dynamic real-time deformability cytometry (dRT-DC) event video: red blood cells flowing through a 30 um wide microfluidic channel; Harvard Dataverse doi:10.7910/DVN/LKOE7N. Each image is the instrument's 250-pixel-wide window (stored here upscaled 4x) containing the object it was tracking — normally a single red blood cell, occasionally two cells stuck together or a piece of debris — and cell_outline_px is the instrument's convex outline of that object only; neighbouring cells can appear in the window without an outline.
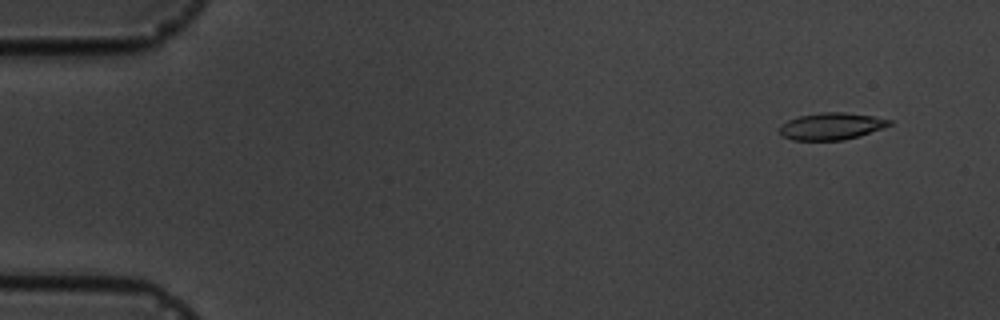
{"species": "common noctule bat (a hibernating species)", "species_latin": "Nyctalus noctula", "temperature_condition": "cold", "stored_images_in_passage": 5, "camera_frame_rate_fps": 3000, "um_per_image_px": 0.085, "animal": {"sex": "male", "body_mass_g": 19.5, "forearm_length_mm": 54.6}, "frame": {"image": 1, "passage_image": 1, "time_ms": 0.0, "image_size_px": [1000, 320], "cell_outline_px": [[892, 124], [844, 140], [792, 140], [784, 136], [780, 132], [780, 124], [788, 120], [800, 116], [820, 112], [844, 112], [872, 116], [892, 120]], "centroid_in_image_um": [70.63, 10.72], "position_along_channel_um": 14.4, "area_um2": 16.94}}
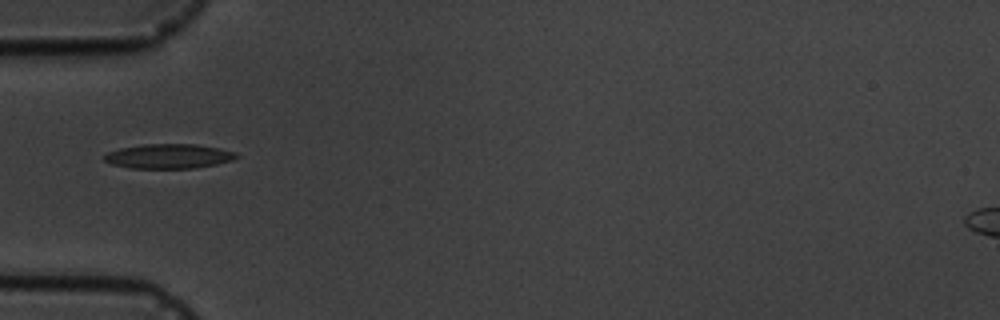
{"frame": {"image": 2, "passage_image": 5, "time_ms": 4.667, "image_size_px": [1000, 320], "cell_outline_px": [[240, 156], [232, 160], [216, 164], [196, 168], [132, 168], [112, 164], [104, 160], [104, 156], [108, 152], [120, 148], [140, 144], [196, 144], [220, 148], [236, 152]], "centroid_in_image_um": [14.37, 13.27], "position_along_channel_um": 70.6, "area_um2": 18.96}}